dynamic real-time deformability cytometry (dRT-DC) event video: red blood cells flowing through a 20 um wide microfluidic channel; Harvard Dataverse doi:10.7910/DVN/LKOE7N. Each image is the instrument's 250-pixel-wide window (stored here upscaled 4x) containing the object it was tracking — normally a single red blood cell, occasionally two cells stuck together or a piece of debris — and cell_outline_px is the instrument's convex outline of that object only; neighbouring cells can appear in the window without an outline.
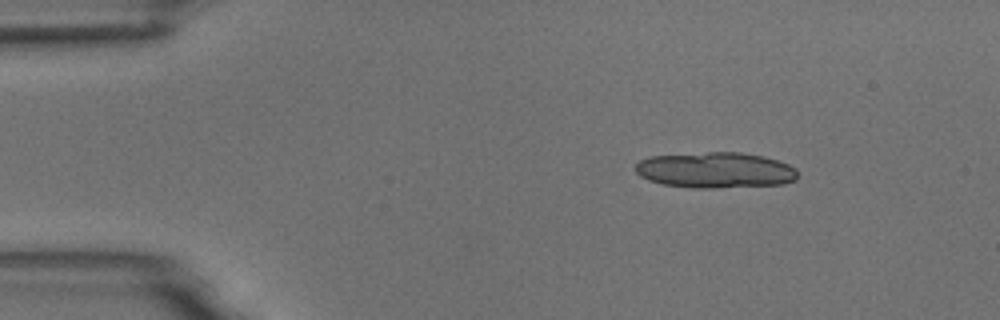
{"species": "common noctule bat (a hibernating species)", "species_latin": "Nyctalus noctula", "temperature_condition": "room temperature", "stored_images_in_passage": 6, "camera_frame_rate_fps": 3000, "um_per_image_px": 0.085, "animal": {"sex": "male", "body_mass_g": 18.8}, "frame": {"image": 1, "passage_image": 1, "time_ms": 0.0, "image_size_px": [1000, 320], "cell_outline_px": [[796, 180], [784, 184], [712, 188], [692, 188], [664, 184], [648, 180], [640, 176], [632, 168], [640, 160], [652, 156], [708, 152], [740, 152], [764, 156], [788, 164], [796, 168]], "centroid_in_image_um": [60.79, 14.46], "position_along_channel_um": 24.2, "area_um2": 33.93}}